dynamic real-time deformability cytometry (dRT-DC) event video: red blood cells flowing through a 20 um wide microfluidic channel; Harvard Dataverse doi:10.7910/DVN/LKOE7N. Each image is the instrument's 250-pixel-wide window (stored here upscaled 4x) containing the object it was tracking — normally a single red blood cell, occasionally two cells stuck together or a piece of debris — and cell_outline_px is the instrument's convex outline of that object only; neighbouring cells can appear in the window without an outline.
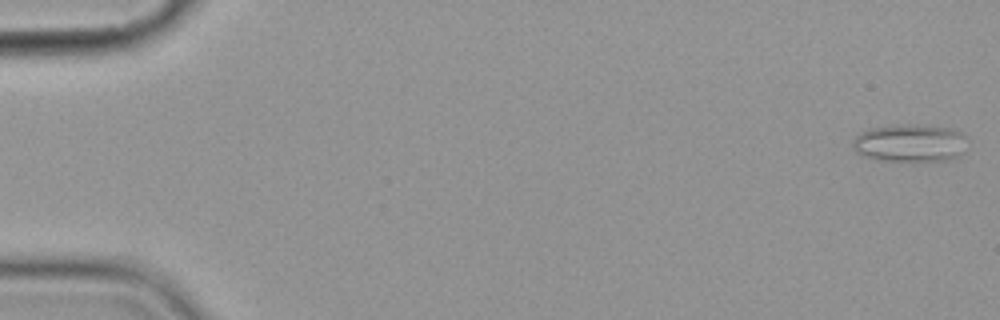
{"species": "common noctule bat (a hibernating species)", "species_latin": "Nyctalus noctula", "temperature_condition": "cold", "stored_images_in_passage": 11, "camera_frame_rate_fps": 3000, "um_per_image_px": 0.085, "animal": {"sex": "female", "body_mass_g": 19.9}, "frame": {"image": 1, "passage_image": 1, "time_ms": 0.0, "image_size_px": [1000, 320], "cell_outline_px": [[964, 152], [948, 160], [880, 160], [860, 156], [852, 148], [852, 140], [860, 132], [868, 128], [908, 124], [952, 128], [960, 132], [964, 136]], "centroid_in_image_um": [77.28, 12.15], "position_along_channel_um": 7.7, "area_um2": 25.03}}
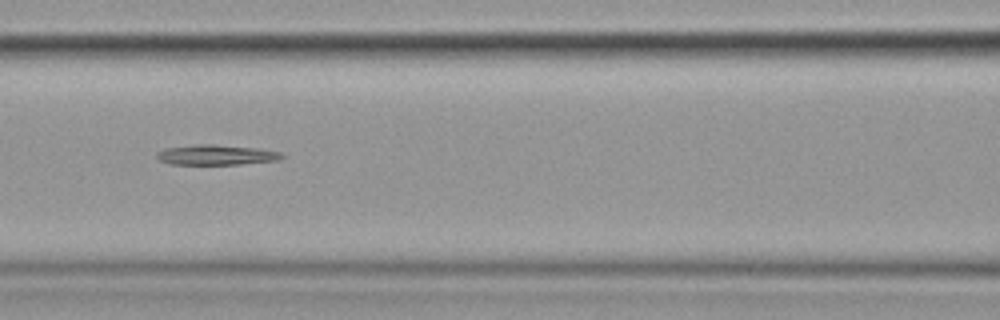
{"frame": {"image": 2, "passage_image": 7, "time_ms": 8.0, "image_size_px": [1000, 320], "cell_outline_px": [[288, 156], [276, 160], [240, 164], [168, 164], [160, 160], [156, 156], [156, 152], [164, 148], [196, 144], [212, 144], [256, 148], [280, 152]], "centroid_in_image_um": [18.35, 13.16], "position_along_channel_um": 148.2, "area_um2": 14.68}}
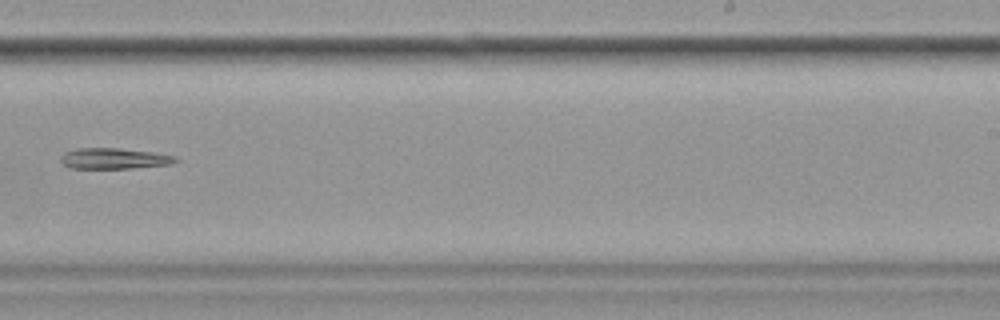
{"frame": {"image": 3, "passage_image": 10, "time_ms": 11.667, "image_size_px": [1000, 320], "cell_outline_px": [[180, 160], [172, 164], [132, 168], [72, 168], [64, 164], [60, 160], [60, 156], [76, 148], [116, 148], [152, 152], [176, 156]], "centroid_in_image_um": [9.74, 13.47], "position_along_channel_um": 279.3, "area_um2": 13.81}}